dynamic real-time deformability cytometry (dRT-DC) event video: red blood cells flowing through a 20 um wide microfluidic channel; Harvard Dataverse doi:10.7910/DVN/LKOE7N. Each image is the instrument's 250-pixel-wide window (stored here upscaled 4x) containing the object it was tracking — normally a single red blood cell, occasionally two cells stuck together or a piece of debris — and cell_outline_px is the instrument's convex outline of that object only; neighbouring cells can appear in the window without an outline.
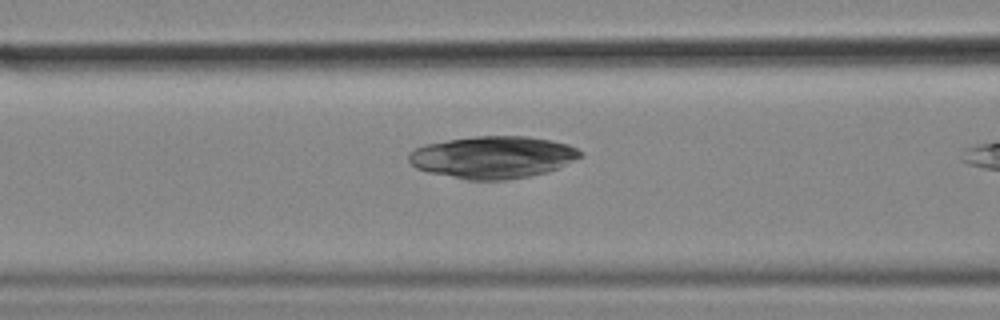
{"species": "common noctule bat (a hibernating species)", "species_latin": "Nyctalus noctula", "temperature_condition": "cold", "stored_images_in_passage": 10, "camera_frame_rate_fps": 3000, "um_per_image_px": 0.085, "animal": {"sex": "female", "body_mass_g": 18.4}, "frame": {"image": 1, "passage_image": 9, "time_ms": 2.667, "image_size_px": [1000, 320], "cell_outline_px": [[584, 156], [556, 168], [544, 172], [528, 176], [504, 180], [468, 180], [428, 172], [416, 168], [408, 160], [408, 152], [424, 144], [448, 140], [476, 136], [524, 136], [552, 140], [568, 144], [584, 152]], "centroid_in_image_um": [41.88, 13.35], "position_along_channel_um": 124.7, "area_um2": 42.14}}